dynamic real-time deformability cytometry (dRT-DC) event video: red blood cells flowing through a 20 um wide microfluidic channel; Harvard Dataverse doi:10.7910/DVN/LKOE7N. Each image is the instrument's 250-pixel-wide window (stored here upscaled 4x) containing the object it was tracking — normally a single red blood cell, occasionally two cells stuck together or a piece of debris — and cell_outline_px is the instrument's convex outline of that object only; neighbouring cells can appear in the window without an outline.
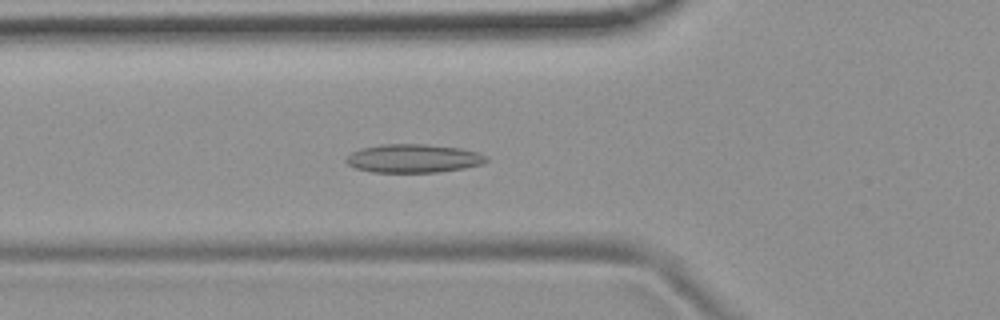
{"species": "common noctule bat (a hibernating species)", "species_latin": "Nyctalus noctula", "temperature_condition": "room temperature", "stored_images_in_passage": 56, "camera_frame_rate_fps": 3000, "um_per_image_px": 0.085, "animal": {"sex": "female", "body_mass_g": 19.9}, "frame": {"image": 1, "passage_image": 20, "time_ms": 6.333, "image_size_px": [1000, 320], "cell_outline_px": [[488, 160], [480, 164], [464, 168], [436, 172], [372, 172], [356, 168], [348, 164], [344, 160], [352, 152], [360, 148], [380, 144], [424, 144], [460, 148], [476, 152], [488, 156]], "centroid_in_image_um": [35.11, 13.46], "position_along_channel_um": 90.7, "area_um2": 23.18}}
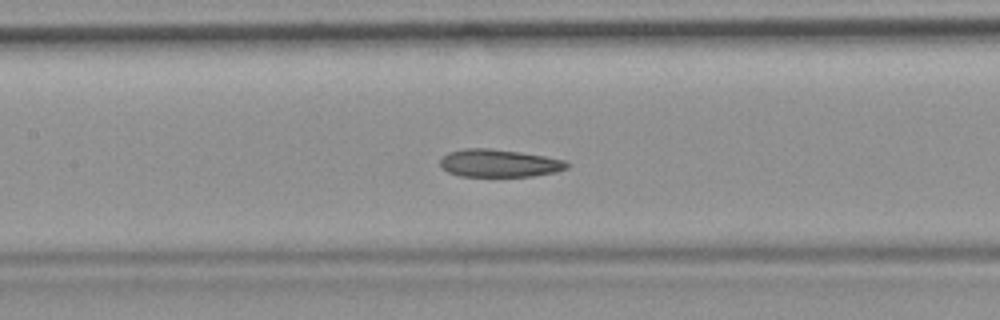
{"frame": {"image": 2, "passage_image": 26, "time_ms": 8.333, "image_size_px": [1000, 320], "cell_outline_px": [[572, 164], [568, 168], [556, 172], [532, 176], [460, 176], [448, 172], [440, 164], [440, 160], [448, 152], [464, 148], [488, 148], [520, 152], [544, 156], [564, 160]], "centroid_in_image_um": [42.45, 13.87], "position_along_channel_um": 164.9, "area_um2": 20.46}}
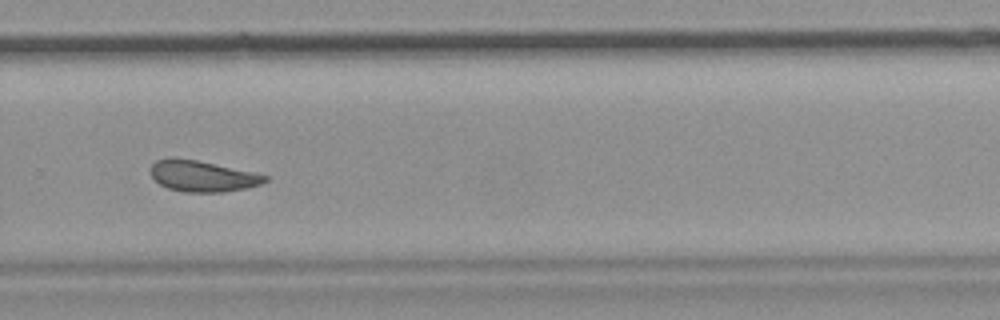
{"frame": {"image": 3, "passage_image": 38, "time_ms": 12.333, "image_size_px": [1000, 320], "cell_outline_px": [[268, 180], [260, 184], [248, 188], [224, 192], [184, 192], [168, 188], [160, 184], [152, 176], [152, 164], [156, 160], [168, 156], [176, 156], [256, 172], [268, 176]], "centroid_in_image_um": [17.22, 14.95], "position_along_channel_um": 312.6, "area_um2": 20.92}, "authors_computed_cell_mechanics": {"area_um2": 21.9062, "velocity_mm_per_s": 3.7049, "shape_relaxation_time_tau1_ms": null, "shape_relaxation_time_tau2_ms": 4.171, "deformation_change_tau1": null, "deformation_change_tau2": 0.1065}}